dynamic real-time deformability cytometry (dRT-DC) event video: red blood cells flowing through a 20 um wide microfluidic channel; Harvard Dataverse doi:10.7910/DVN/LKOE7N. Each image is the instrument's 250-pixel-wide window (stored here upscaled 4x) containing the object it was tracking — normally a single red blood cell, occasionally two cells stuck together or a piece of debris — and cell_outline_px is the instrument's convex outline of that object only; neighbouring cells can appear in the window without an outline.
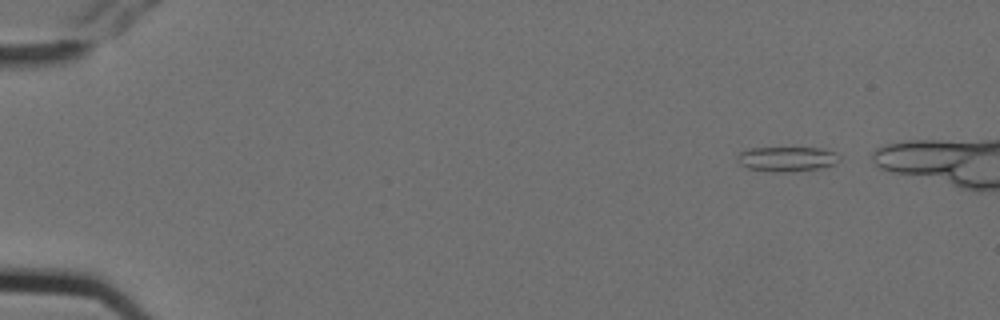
{"species": "Egyptian fruit bat (a non-hibernating species)", "species_latin": "Rousettus aegyptiacus", "temperature_condition": "cold", "stored_images_in_passage": 7, "segment_of_instrument_passage": [1, 2], "camera_frame_rate_fps": 3000, "um_per_image_px": 0.085, "animal": {"sex": "female"}, "frame": {"image": 1, "passage_image": 1, "time_ms": 0.0, "image_size_px": [1000, 320], "cell_outline_px": [[840, 160], [836, 164], [820, 168], [792, 172], [772, 172], [748, 168], [740, 164], [736, 160], [736, 156], [740, 152], [752, 148], [820, 148], [836, 152], [840, 156]], "centroid_in_image_um": [66.9, 13.52], "position_along_channel_um": 18.1, "area_um2": 14.91}}
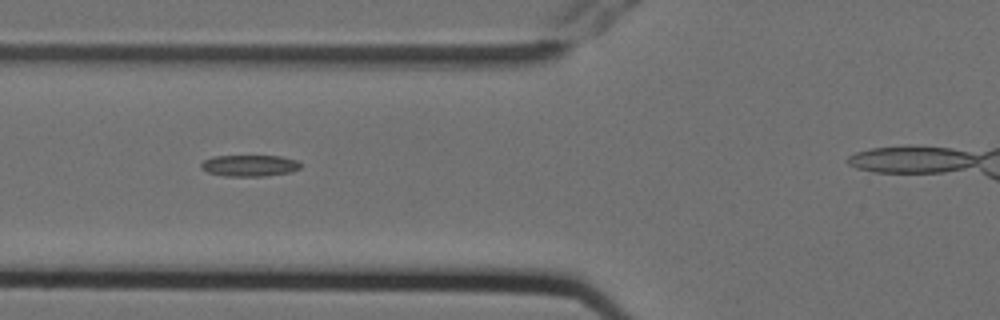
{"frame": {"image": 2, "passage_image": 5, "time_ms": 1.333, "image_size_px": [1000, 320], "cell_outline_px": [[300, 168], [292, 172], [264, 176], [224, 176], [208, 172], [200, 168], [200, 164], [204, 160], [212, 156], [280, 156], [296, 160], [300, 164]], "centroid_in_image_um": [21.19, 14.08], "position_along_channel_um": 104.6, "area_um2": 12.43}}
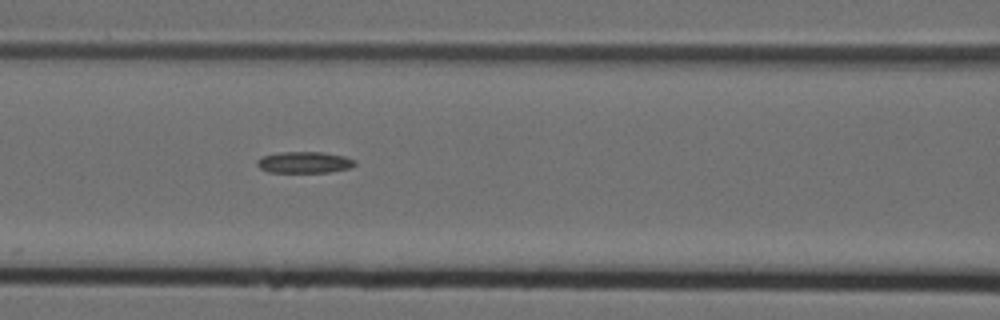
{"frame": {"image": 3, "passage_image": 6, "time_ms": 1.667, "image_size_px": [1000, 320], "cell_outline_px": [[356, 164], [352, 168], [328, 172], [268, 172], [260, 168], [256, 164], [256, 160], [260, 156], [280, 152], [324, 152], [344, 156], [356, 160]], "centroid_in_image_um": [25.87, 13.79], "position_along_channel_um": 140.7, "area_um2": 12.37}}